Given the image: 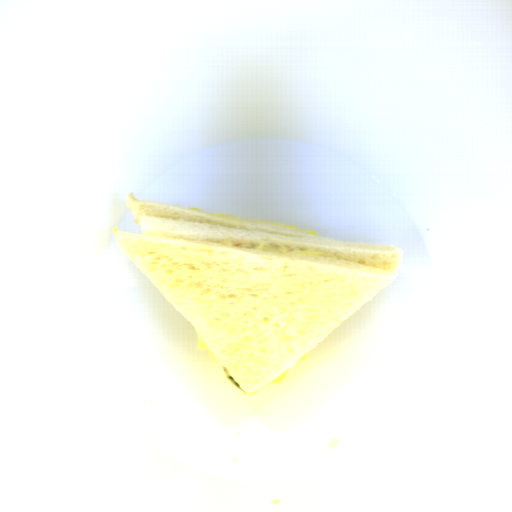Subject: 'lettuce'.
<instances>
[{
  "instance_id": "obj_1",
  "label": "lettuce",
  "mask_w": 512,
  "mask_h": 512,
  "mask_svg": "<svg viewBox=\"0 0 512 512\" xmlns=\"http://www.w3.org/2000/svg\"><path fill=\"white\" fill-rule=\"evenodd\" d=\"M223 370H224V373H225V376H226L227 380H228V381H229L233 386H235V387H237V388H240V389H241L240 385L237 383V381L234 379V377L229 373V371H228L225 367H223Z\"/></svg>"
}]
</instances>
